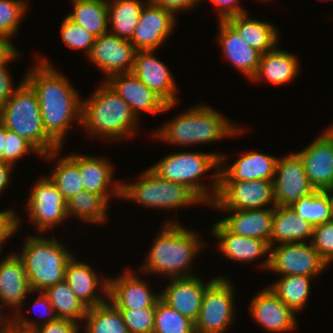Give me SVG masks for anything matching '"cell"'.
<instances>
[{
	"label": "cell",
	"mask_w": 333,
	"mask_h": 333,
	"mask_svg": "<svg viewBox=\"0 0 333 333\" xmlns=\"http://www.w3.org/2000/svg\"><path fill=\"white\" fill-rule=\"evenodd\" d=\"M41 57L25 73L24 81L36 93L43 129L61 148L73 121L81 126L83 98L63 73Z\"/></svg>",
	"instance_id": "cell-1"
},
{
	"label": "cell",
	"mask_w": 333,
	"mask_h": 333,
	"mask_svg": "<svg viewBox=\"0 0 333 333\" xmlns=\"http://www.w3.org/2000/svg\"><path fill=\"white\" fill-rule=\"evenodd\" d=\"M199 232L187 229L178 221H166L156 234L146 260L140 267L143 275L154 273L160 277H191L196 255L205 247ZM191 267V268H190Z\"/></svg>",
	"instance_id": "cell-2"
},
{
	"label": "cell",
	"mask_w": 333,
	"mask_h": 333,
	"mask_svg": "<svg viewBox=\"0 0 333 333\" xmlns=\"http://www.w3.org/2000/svg\"><path fill=\"white\" fill-rule=\"evenodd\" d=\"M244 128L237 126L221 112L206 104L190 106L152 132L153 138L168 145L188 147L214 143L228 137L242 135Z\"/></svg>",
	"instance_id": "cell-3"
},
{
	"label": "cell",
	"mask_w": 333,
	"mask_h": 333,
	"mask_svg": "<svg viewBox=\"0 0 333 333\" xmlns=\"http://www.w3.org/2000/svg\"><path fill=\"white\" fill-rule=\"evenodd\" d=\"M139 122L130 106L105 81L90 97L82 99L81 126L91 138L107 142L132 138L139 133Z\"/></svg>",
	"instance_id": "cell-4"
},
{
	"label": "cell",
	"mask_w": 333,
	"mask_h": 333,
	"mask_svg": "<svg viewBox=\"0 0 333 333\" xmlns=\"http://www.w3.org/2000/svg\"><path fill=\"white\" fill-rule=\"evenodd\" d=\"M0 122L10 131L28 141L45 160L59 157V147L45 132L38 99L34 90L24 81L0 106Z\"/></svg>",
	"instance_id": "cell-5"
},
{
	"label": "cell",
	"mask_w": 333,
	"mask_h": 333,
	"mask_svg": "<svg viewBox=\"0 0 333 333\" xmlns=\"http://www.w3.org/2000/svg\"><path fill=\"white\" fill-rule=\"evenodd\" d=\"M223 153L173 152L162 157L150 168L162 179L185 184L192 189L206 205H210L219 188L220 157ZM213 170L211 185H205L201 178ZM215 170V171H214ZM208 172V173H207ZM212 191V192H211Z\"/></svg>",
	"instance_id": "cell-6"
},
{
	"label": "cell",
	"mask_w": 333,
	"mask_h": 333,
	"mask_svg": "<svg viewBox=\"0 0 333 333\" xmlns=\"http://www.w3.org/2000/svg\"><path fill=\"white\" fill-rule=\"evenodd\" d=\"M56 237L28 235L17 256L22 260L31 290L44 291L65 280L66 267L74 254Z\"/></svg>",
	"instance_id": "cell-7"
},
{
	"label": "cell",
	"mask_w": 333,
	"mask_h": 333,
	"mask_svg": "<svg viewBox=\"0 0 333 333\" xmlns=\"http://www.w3.org/2000/svg\"><path fill=\"white\" fill-rule=\"evenodd\" d=\"M133 183L121 182V199L134 200L147 208L178 210L205 202L188 186L162 179L150 167L142 171Z\"/></svg>",
	"instance_id": "cell-8"
},
{
	"label": "cell",
	"mask_w": 333,
	"mask_h": 333,
	"mask_svg": "<svg viewBox=\"0 0 333 333\" xmlns=\"http://www.w3.org/2000/svg\"><path fill=\"white\" fill-rule=\"evenodd\" d=\"M225 276L217 277L206 289L195 333H226L235 320V289ZM235 313V314H234Z\"/></svg>",
	"instance_id": "cell-9"
},
{
	"label": "cell",
	"mask_w": 333,
	"mask_h": 333,
	"mask_svg": "<svg viewBox=\"0 0 333 333\" xmlns=\"http://www.w3.org/2000/svg\"><path fill=\"white\" fill-rule=\"evenodd\" d=\"M268 206V207H267ZM276 206L273 180L219 181L214 201L218 210H245Z\"/></svg>",
	"instance_id": "cell-10"
},
{
	"label": "cell",
	"mask_w": 333,
	"mask_h": 333,
	"mask_svg": "<svg viewBox=\"0 0 333 333\" xmlns=\"http://www.w3.org/2000/svg\"><path fill=\"white\" fill-rule=\"evenodd\" d=\"M36 181L34 186L30 188L25 210H27L28 221L41 234L44 231L47 233V230L52 228L54 231V228L69 218L66 201L49 177L44 175Z\"/></svg>",
	"instance_id": "cell-11"
},
{
	"label": "cell",
	"mask_w": 333,
	"mask_h": 333,
	"mask_svg": "<svg viewBox=\"0 0 333 333\" xmlns=\"http://www.w3.org/2000/svg\"><path fill=\"white\" fill-rule=\"evenodd\" d=\"M308 243V244H307ZM294 242L270 247L268 270L281 276H320L328 268L327 262L314 249L311 242Z\"/></svg>",
	"instance_id": "cell-12"
},
{
	"label": "cell",
	"mask_w": 333,
	"mask_h": 333,
	"mask_svg": "<svg viewBox=\"0 0 333 333\" xmlns=\"http://www.w3.org/2000/svg\"><path fill=\"white\" fill-rule=\"evenodd\" d=\"M273 181L276 206H290L316 191L305 173L303 161L296 152L277 159Z\"/></svg>",
	"instance_id": "cell-13"
},
{
	"label": "cell",
	"mask_w": 333,
	"mask_h": 333,
	"mask_svg": "<svg viewBox=\"0 0 333 333\" xmlns=\"http://www.w3.org/2000/svg\"><path fill=\"white\" fill-rule=\"evenodd\" d=\"M173 11L147 2L143 7L137 27L130 39L136 51L158 49L172 34L177 24Z\"/></svg>",
	"instance_id": "cell-14"
},
{
	"label": "cell",
	"mask_w": 333,
	"mask_h": 333,
	"mask_svg": "<svg viewBox=\"0 0 333 333\" xmlns=\"http://www.w3.org/2000/svg\"><path fill=\"white\" fill-rule=\"evenodd\" d=\"M135 53L130 40L107 32L95 38L87 58L106 75L107 79L117 73L132 72Z\"/></svg>",
	"instance_id": "cell-15"
},
{
	"label": "cell",
	"mask_w": 333,
	"mask_h": 333,
	"mask_svg": "<svg viewBox=\"0 0 333 333\" xmlns=\"http://www.w3.org/2000/svg\"><path fill=\"white\" fill-rule=\"evenodd\" d=\"M105 82L130 106L138 120L142 112L162 114L177 106L166 104L132 72L111 75Z\"/></svg>",
	"instance_id": "cell-16"
},
{
	"label": "cell",
	"mask_w": 333,
	"mask_h": 333,
	"mask_svg": "<svg viewBox=\"0 0 333 333\" xmlns=\"http://www.w3.org/2000/svg\"><path fill=\"white\" fill-rule=\"evenodd\" d=\"M0 259V315L8 321L10 315H4L2 309H10L16 314L21 308L23 310L28 295L33 294L24 264L16 252Z\"/></svg>",
	"instance_id": "cell-17"
},
{
	"label": "cell",
	"mask_w": 333,
	"mask_h": 333,
	"mask_svg": "<svg viewBox=\"0 0 333 333\" xmlns=\"http://www.w3.org/2000/svg\"><path fill=\"white\" fill-rule=\"evenodd\" d=\"M296 153L315 190L324 191L333 185V136L327 129Z\"/></svg>",
	"instance_id": "cell-18"
},
{
	"label": "cell",
	"mask_w": 333,
	"mask_h": 333,
	"mask_svg": "<svg viewBox=\"0 0 333 333\" xmlns=\"http://www.w3.org/2000/svg\"><path fill=\"white\" fill-rule=\"evenodd\" d=\"M123 271L117 278H108V300L118 309L156 307L160 293H154L149 282L139 278L133 270Z\"/></svg>",
	"instance_id": "cell-19"
},
{
	"label": "cell",
	"mask_w": 333,
	"mask_h": 333,
	"mask_svg": "<svg viewBox=\"0 0 333 333\" xmlns=\"http://www.w3.org/2000/svg\"><path fill=\"white\" fill-rule=\"evenodd\" d=\"M211 228L212 235L215 236V239H218L217 247L223 256L242 264H249L265 257L263 262L259 263L261 269L268 270L270 264V247L266 241L233 234L219 221L215 222Z\"/></svg>",
	"instance_id": "cell-20"
},
{
	"label": "cell",
	"mask_w": 333,
	"mask_h": 333,
	"mask_svg": "<svg viewBox=\"0 0 333 333\" xmlns=\"http://www.w3.org/2000/svg\"><path fill=\"white\" fill-rule=\"evenodd\" d=\"M255 322L271 333L290 332L297 327L296 313L279 299L269 287L260 290L249 305Z\"/></svg>",
	"instance_id": "cell-21"
},
{
	"label": "cell",
	"mask_w": 333,
	"mask_h": 333,
	"mask_svg": "<svg viewBox=\"0 0 333 333\" xmlns=\"http://www.w3.org/2000/svg\"><path fill=\"white\" fill-rule=\"evenodd\" d=\"M132 73L166 104H177L176 80L168 65L154 56V50L136 51Z\"/></svg>",
	"instance_id": "cell-22"
},
{
	"label": "cell",
	"mask_w": 333,
	"mask_h": 333,
	"mask_svg": "<svg viewBox=\"0 0 333 333\" xmlns=\"http://www.w3.org/2000/svg\"><path fill=\"white\" fill-rule=\"evenodd\" d=\"M205 282L197 275L191 277L171 278L160 298L170 307L183 316L195 322L198 318L202 305L205 289L216 279Z\"/></svg>",
	"instance_id": "cell-23"
},
{
	"label": "cell",
	"mask_w": 333,
	"mask_h": 333,
	"mask_svg": "<svg viewBox=\"0 0 333 333\" xmlns=\"http://www.w3.org/2000/svg\"><path fill=\"white\" fill-rule=\"evenodd\" d=\"M242 152L232 164L221 155L219 181L274 180L278 157L252 150Z\"/></svg>",
	"instance_id": "cell-24"
},
{
	"label": "cell",
	"mask_w": 333,
	"mask_h": 333,
	"mask_svg": "<svg viewBox=\"0 0 333 333\" xmlns=\"http://www.w3.org/2000/svg\"><path fill=\"white\" fill-rule=\"evenodd\" d=\"M76 258L74 255L67 264L65 281L88 308L104 303L108 299V278L99 279L91 265Z\"/></svg>",
	"instance_id": "cell-25"
},
{
	"label": "cell",
	"mask_w": 333,
	"mask_h": 333,
	"mask_svg": "<svg viewBox=\"0 0 333 333\" xmlns=\"http://www.w3.org/2000/svg\"><path fill=\"white\" fill-rule=\"evenodd\" d=\"M218 25L216 40L223 56L250 81L257 72L262 53L248 45L227 21H218Z\"/></svg>",
	"instance_id": "cell-26"
},
{
	"label": "cell",
	"mask_w": 333,
	"mask_h": 333,
	"mask_svg": "<svg viewBox=\"0 0 333 333\" xmlns=\"http://www.w3.org/2000/svg\"><path fill=\"white\" fill-rule=\"evenodd\" d=\"M273 208L245 209V210H219L227 212V217L219 219V222L231 233L258 238L270 242L274 218Z\"/></svg>",
	"instance_id": "cell-27"
},
{
	"label": "cell",
	"mask_w": 333,
	"mask_h": 333,
	"mask_svg": "<svg viewBox=\"0 0 333 333\" xmlns=\"http://www.w3.org/2000/svg\"><path fill=\"white\" fill-rule=\"evenodd\" d=\"M103 156L80 154V174L83 189L95 194L105 195L109 200L121 197V182L114 181V167Z\"/></svg>",
	"instance_id": "cell-28"
},
{
	"label": "cell",
	"mask_w": 333,
	"mask_h": 333,
	"mask_svg": "<svg viewBox=\"0 0 333 333\" xmlns=\"http://www.w3.org/2000/svg\"><path fill=\"white\" fill-rule=\"evenodd\" d=\"M276 46L273 50L261 54L259 67L250 80L257 83L268 81L273 85H286L294 82L300 72V61L297 55L284 51Z\"/></svg>",
	"instance_id": "cell-29"
},
{
	"label": "cell",
	"mask_w": 333,
	"mask_h": 333,
	"mask_svg": "<svg viewBox=\"0 0 333 333\" xmlns=\"http://www.w3.org/2000/svg\"><path fill=\"white\" fill-rule=\"evenodd\" d=\"M238 34L259 52L266 53L278 46L280 34L276 25L249 17V12L226 20Z\"/></svg>",
	"instance_id": "cell-30"
},
{
	"label": "cell",
	"mask_w": 333,
	"mask_h": 333,
	"mask_svg": "<svg viewBox=\"0 0 333 333\" xmlns=\"http://www.w3.org/2000/svg\"><path fill=\"white\" fill-rule=\"evenodd\" d=\"M313 227L306 220L298 218L290 206H275L269 247L285 243L311 242Z\"/></svg>",
	"instance_id": "cell-31"
},
{
	"label": "cell",
	"mask_w": 333,
	"mask_h": 333,
	"mask_svg": "<svg viewBox=\"0 0 333 333\" xmlns=\"http://www.w3.org/2000/svg\"><path fill=\"white\" fill-rule=\"evenodd\" d=\"M72 10L67 17L81 25L95 38L109 32L107 0H72Z\"/></svg>",
	"instance_id": "cell-32"
},
{
	"label": "cell",
	"mask_w": 333,
	"mask_h": 333,
	"mask_svg": "<svg viewBox=\"0 0 333 333\" xmlns=\"http://www.w3.org/2000/svg\"><path fill=\"white\" fill-rule=\"evenodd\" d=\"M111 1V2H110ZM148 0H107L109 32L130 40Z\"/></svg>",
	"instance_id": "cell-33"
},
{
	"label": "cell",
	"mask_w": 333,
	"mask_h": 333,
	"mask_svg": "<svg viewBox=\"0 0 333 333\" xmlns=\"http://www.w3.org/2000/svg\"><path fill=\"white\" fill-rule=\"evenodd\" d=\"M109 201L105 195L83 189L66 201L67 215L70 218L75 216L83 223L100 225L108 219Z\"/></svg>",
	"instance_id": "cell-34"
},
{
	"label": "cell",
	"mask_w": 333,
	"mask_h": 333,
	"mask_svg": "<svg viewBox=\"0 0 333 333\" xmlns=\"http://www.w3.org/2000/svg\"><path fill=\"white\" fill-rule=\"evenodd\" d=\"M43 292L58 319L71 320L80 325L83 323L88 307L75 295L65 280L49 286Z\"/></svg>",
	"instance_id": "cell-35"
},
{
	"label": "cell",
	"mask_w": 333,
	"mask_h": 333,
	"mask_svg": "<svg viewBox=\"0 0 333 333\" xmlns=\"http://www.w3.org/2000/svg\"><path fill=\"white\" fill-rule=\"evenodd\" d=\"M313 278L306 275L282 276L268 287L297 314L306 307Z\"/></svg>",
	"instance_id": "cell-36"
},
{
	"label": "cell",
	"mask_w": 333,
	"mask_h": 333,
	"mask_svg": "<svg viewBox=\"0 0 333 333\" xmlns=\"http://www.w3.org/2000/svg\"><path fill=\"white\" fill-rule=\"evenodd\" d=\"M84 320V333H129L121 311L108 299L89 307Z\"/></svg>",
	"instance_id": "cell-37"
},
{
	"label": "cell",
	"mask_w": 333,
	"mask_h": 333,
	"mask_svg": "<svg viewBox=\"0 0 333 333\" xmlns=\"http://www.w3.org/2000/svg\"><path fill=\"white\" fill-rule=\"evenodd\" d=\"M47 176L62 193L64 200L67 201L83 190L80 174V154L69 153V155L59 157L56 166Z\"/></svg>",
	"instance_id": "cell-38"
},
{
	"label": "cell",
	"mask_w": 333,
	"mask_h": 333,
	"mask_svg": "<svg viewBox=\"0 0 333 333\" xmlns=\"http://www.w3.org/2000/svg\"><path fill=\"white\" fill-rule=\"evenodd\" d=\"M290 208L297 213L298 218L306 220L312 226L325 223L333 218L330 200L325 191L316 190L293 202Z\"/></svg>",
	"instance_id": "cell-39"
},
{
	"label": "cell",
	"mask_w": 333,
	"mask_h": 333,
	"mask_svg": "<svg viewBox=\"0 0 333 333\" xmlns=\"http://www.w3.org/2000/svg\"><path fill=\"white\" fill-rule=\"evenodd\" d=\"M34 308H38V310L42 312V314H39V317L43 318L45 321H40L39 323V321L35 322L29 320L31 318H27L25 315L23 316L22 310H19L16 314H13V316H9V320L7 321V333H30L38 326L58 319L53 306L43 291H40V295L38 294V297L35 299L32 308V310L35 311Z\"/></svg>",
	"instance_id": "cell-40"
},
{
	"label": "cell",
	"mask_w": 333,
	"mask_h": 333,
	"mask_svg": "<svg viewBox=\"0 0 333 333\" xmlns=\"http://www.w3.org/2000/svg\"><path fill=\"white\" fill-rule=\"evenodd\" d=\"M153 333H195L194 322L160 298L155 307Z\"/></svg>",
	"instance_id": "cell-41"
},
{
	"label": "cell",
	"mask_w": 333,
	"mask_h": 333,
	"mask_svg": "<svg viewBox=\"0 0 333 333\" xmlns=\"http://www.w3.org/2000/svg\"><path fill=\"white\" fill-rule=\"evenodd\" d=\"M27 2L25 0H0V36L12 44L11 39L17 34L19 23L29 9Z\"/></svg>",
	"instance_id": "cell-42"
},
{
	"label": "cell",
	"mask_w": 333,
	"mask_h": 333,
	"mask_svg": "<svg viewBox=\"0 0 333 333\" xmlns=\"http://www.w3.org/2000/svg\"><path fill=\"white\" fill-rule=\"evenodd\" d=\"M62 42L71 50L84 51L88 56L95 41V37L81 25L71 21L67 16L60 27Z\"/></svg>",
	"instance_id": "cell-43"
},
{
	"label": "cell",
	"mask_w": 333,
	"mask_h": 333,
	"mask_svg": "<svg viewBox=\"0 0 333 333\" xmlns=\"http://www.w3.org/2000/svg\"><path fill=\"white\" fill-rule=\"evenodd\" d=\"M119 310L129 333H153L155 307Z\"/></svg>",
	"instance_id": "cell-44"
},
{
	"label": "cell",
	"mask_w": 333,
	"mask_h": 333,
	"mask_svg": "<svg viewBox=\"0 0 333 333\" xmlns=\"http://www.w3.org/2000/svg\"><path fill=\"white\" fill-rule=\"evenodd\" d=\"M31 152L42 157L28 141L6 128L5 148L0 161L15 166L20 158L30 155Z\"/></svg>",
	"instance_id": "cell-45"
},
{
	"label": "cell",
	"mask_w": 333,
	"mask_h": 333,
	"mask_svg": "<svg viewBox=\"0 0 333 333\" xmlns=\"http://www.w3.org/2000/svg\"><path fill=\"white\" fill-rule=\"evenodd\" d=\"M311 244L328 265L333 263V218L313 227Z\"/></svg>",
	"instance_id": "cell-46"
},
{
	"label": "cell",
	"mask_w": 333,
	"mask_h": 333,
	"mask_svg": "<svg viewBox=\"0 0 333 333\" xmlns=\"http://www.w3.org/2000/svg\"><path fill=\"white\" fill-rule=\"evenodd\" d=\"M20 57V52L15 47L1 62H0V106L3 105L8 98L19 88V86L24 82L25 78L18 83L16 87L13 85L12 76L9 71L8 64L18 59Z\"/></svg>",
	"instance_id": "cell-47"
},
{
	"label": "cell",
	"mask_w": 333,
	"mask_h": 333,
	"mask_svg": "<svg viewBox=\"0 0 333 333\" xmlns=\"http://www.w3.org/2000/svg\"><path fill=\"white\" fill-rule=\"evenodd\" d=\"M14 209H6L0 211V253L3 247L10 237H13L20 229L21 219L20 215L16 213ZM1 255V254H0Z\"/></svg>",
	"instance_id": "cell-48"
},
{
	"label": "cell",
	"mask_w": 333,
	"mask_h": 333,
	"mask_svg": "<svg viewBox=\"0 0 333 333\" xmlns=\"http://www.w3.org/2000/svg\"><path fill=\"white\" fill-rule=\"evenodd\" d=\"M81 325L67 319H57L38 326L30 333H80Z\"/></svg>",
	"instance_id": "cell-49"
},
{
	"label": "cell",
	"mask_w": 333,
	"mask_h": 333,
	"mask_svg": "<svg viewBox=\"0 0 333 333\" xmlns=\"http://www.w3.org/2000/svg\"><path fill=\"white\" fill-rule=\"evenodd\" d=\"M218 12V21H226L229 18L235 17L240 14L247 13L243 9L239 0H209Z\"/></svg>",
	"instance_id": "cell-50"
},
{
	"label": "cell",
	"mask_w": 333,
	"mask_h": 333,
	"mask_svg": "<svg viewBox=\"0 0 333 333\" xmlns=\"http://www.w3.org/2000/svg\"><path fill=\"white\" fill-rule=\"evenodd\" d=\"M148 2L173 11L177 15L180 11L194 9L198 3L204 2V0H148Z\"/></svg>",
	"instance_id": "cell-51"
},
{
	"label": "cell",
	"mask_w": 333,
	"mask_h": 333,
	"mask_svg": "<svg viewBox=\"0 0 333 333\" xmlns=\"http://www.w3.org/2000/svg\"><path fill=\"white\" fill-rule=\"evenodd\" d=\"M13 165L0 161V194L10 185Z\"/></svg>",
	"instance_id": "cell-52"
},
{
	"label": "cell",
	"mask_w": 333,
	"mask_h": 333,
	"mask_svg": "<svg viewBox=\"0 0 333 333\" xmlns=\"http://www.w3.org/2000/svg\"><path fill=\"white\" fill-rule=\"evenodd\" d=\"M6 38L0 36V62L15 48Z\"/></svg>",
	"instance_id": "cell-53"
},
{
	"label": "cell",
	"mask_w": 333,
	"mask_h": 333,
	"mask_svg": "<svg viewBox=\"0 0 333 333\" xmlns=\"http://www.w3.org/2000/svg\"><path fill=\"white\" fill-rule=\"evenodd\" d=\"M6 127L0 122V157L5 148Z\"/></svg>",
	"instance_id": "cell-54"
},
{
	"label": "cell",
	"mask_w": 333,
	"mask_h": 333,
	"mask_svg": "<svg viewBox=\"0 0 333 333\" xmlns=\"http://www.w3.org/2000/svg\"><path fill=\"white\" fill-rule=\"evenodd\" d=\"M324 191H325V193L327 194V196L330 200V205L332 207V212H333V185L326 188Z\"/></svg>",
	"instance_id": "cell-55"
},
{
	"label": "cell",
	"mask_w": 333,
	"mask_h": 333,
	"mask_svg": "<svg viewBox=\"0 0 333 333\" xmlns=\"http://www.w3.org/2000/svg\"><path fill=\"white\" fill-rule=\"evenodd\" d=\"M0 333H7V321H0Z\"/></svg>",
	"instance_id": "cell-56"
},
{
	"label": "cell",
	"mask_w": 333,
	"mask_h": 333,
	"mask_svg": "<svg viewBox=\"0 0 333 333\" xmlns=\"http://www.w3.org/2000/svg\"><path fill=\"white\" fill-rule=\"evenodd\" d=\"M329 127L328 128H326L328 131H329V133L333 136V124H330V125H328Z\"/></svg>",
	"instance_id": "cell-57"
},
{
	"label": "cell",
	"mask_w": 333,
	"mask_h": 333,
	"mask_svg": "<svg viewBox=\"0 0 333 333\" xmlns=\"http://www.w3.org/2000/svg\"><path fill=\"white\" fill-rule=\"evenodd\" d=\"M0 321H6V320L0 315Z\"/></svg>",
	"instance_id": "cell-58"
},
{
	"label": "cell",
	"mask_w": 333,
	"mask_h": 333,
	"mask_svg": "<svg viewBox=\"0 0 333 333\" xmlns=\"http://www.w3.org/2000/svg\"><path fill=\"white\" fill-rule=\"evenodd\" d=\"M259 1H260V0H259ZM261 1H263V2H266V1L270 2V1H273V0H270V1H269V0H261Z\"/></svg>",
	"instance_id": "cell-59"
}]
</instances>
